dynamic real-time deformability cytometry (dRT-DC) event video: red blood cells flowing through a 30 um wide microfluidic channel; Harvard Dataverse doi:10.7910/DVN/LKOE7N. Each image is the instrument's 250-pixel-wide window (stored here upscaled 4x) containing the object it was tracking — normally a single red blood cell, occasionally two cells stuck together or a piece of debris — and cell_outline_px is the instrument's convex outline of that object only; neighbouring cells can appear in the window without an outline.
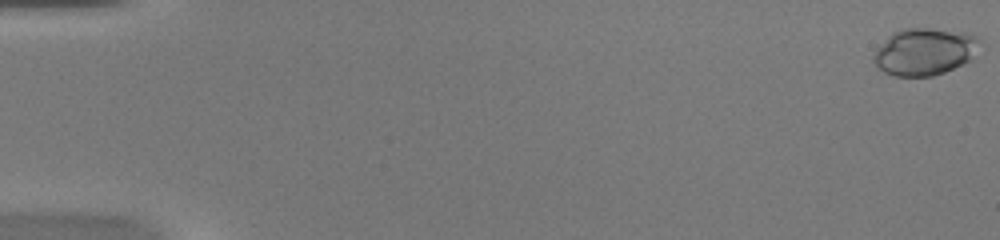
{"species": "common noctule bat (a hibernating species)", "species_latin": "Nyctalus noctula", "temperature_condition": "warm", "stored_images_in_passage": 52, "camera_frame_rate_fps": 3000, "um_per_image_px": 0.085, "animal": {"sex": "female", "body_mass_g": 20.0, "forearm_length_mm": 54.0}, "frame": {"image": 1, "passage_image": 1, "time_ms": 0.0, "image_size_px": [1000, 240], "cell_outline_px": [[980, 40], [972, 60], [944, 72], [932, 76], [892, 76], [876, 68], [872, 60], [872, 56], [888, 36], [892, 32], [904, 28], [928, 28], [964, 32], [976, 36]], "centroid_in_image_um": [78.56, 4.4], "position_along_channel_um": 6.4, "area_um2": 29.19}}
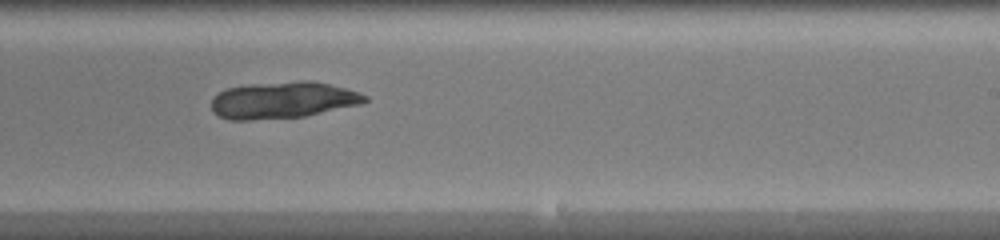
{"frame": {"image": 2, "passage_image": 33, "time_ms": 10.667, "image_size_px": [1000, 240], "cell_outline_px": [[368, 100], [364, 104], [304, 116], [248, 120], [228, 120], [212, 112], [212, 96], [228, 88], [244, 84], [300, 80], [312, 80], [344, 88], [368, 96]], "centroid_in_image_um": [24.03, 8.5], "position_along_channel_um": 265.0, "area_um2": 33.06}}
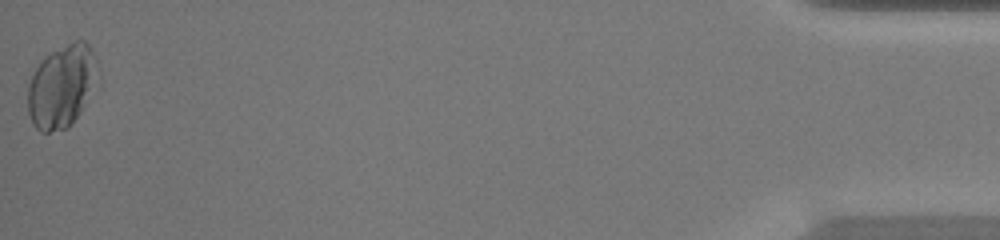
{"frame": {"image": 3, "passage_image": 52, "time_ms": 17.0, "image_size_px": [1000, 240], "cell_outline_px": [[92, 84], [84, 104], [80, 112], [68, 128], [48, 132], [40, 132], [32, 124], [28, 112], [28, 84], [40, 60], [44, 56], [76, 40], [84, 40], [88, 44], [92, 52]], "centroid_in_image_um": [5.12, 7.38], "position_along_channel_um": 430.1, "area_um2": 32.25}}